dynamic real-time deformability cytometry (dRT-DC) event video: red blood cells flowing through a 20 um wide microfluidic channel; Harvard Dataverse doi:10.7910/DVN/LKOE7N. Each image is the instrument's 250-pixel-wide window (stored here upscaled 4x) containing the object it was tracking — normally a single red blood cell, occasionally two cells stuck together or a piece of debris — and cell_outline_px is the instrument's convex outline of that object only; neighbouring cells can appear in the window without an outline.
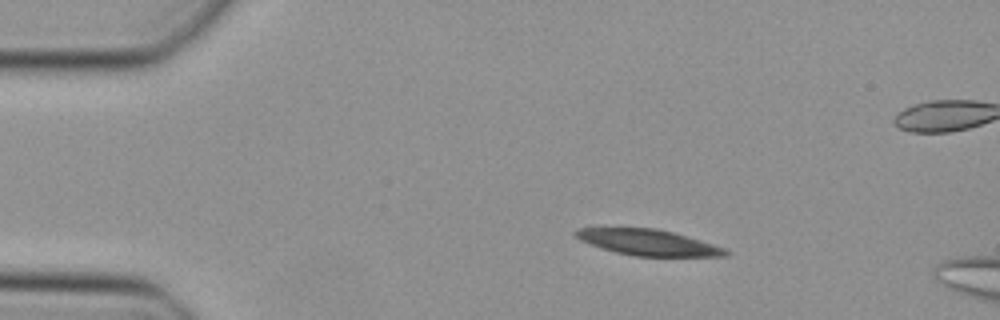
{"species": "Egyptian fruit bat (a non-hibernating species)", "species_latin": "Rousettus aegyptiacus", "temperature_condition": "cold", "stored_images_in_passage": 6, "camera_frame_rate_fps": 3000, "um_per_image_px": 0.085, "animal": {"sex": "female"}, "frame": {"image": 1, "passage_image": 1, "time_ms": 0.0, "image_size_px": [1000, 320], "cell_outline_px": [[728, 256], [636, 256], [616, 252], [580, 240], [572, 232], [580, 228], [600, 224], [656, 228], [672, 232], [728, 248]], "centroid_in_image_um": [54.99, 20.54], "position_along_channel_um": 30.0, "area_um2": 23.41}}